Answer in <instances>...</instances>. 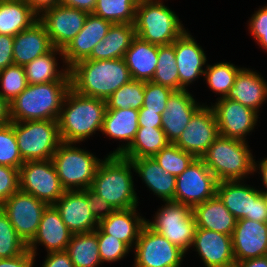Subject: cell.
Instances as JSON below:
<instances>
[{
    "label": "cell",
    "instance_id": "4316f807",
    "mask_svg": "<svg viewBox=\"0 0 267 267\" xmlns=\"http://www.w3.org/2000/svg\"><path fill=\"white\" fill-rule=\"evenodd\" d=\"M138 207L115 210L99 222V228L111 237L124 242L132 251L146 224V218L138 212ZM141 215V216H140Z\"/></svg>",
    "mask_w": 267,
    "mask_h": 267
},
{
    "label": "cell",
    "instance_id": "f546056e",
    "mask_svg": "<svg viewBox=\"0 0 267 267\" xmlns=\"http://www.w3.org/2000/svg\"><path fill=\"white\" fill-rule=\"evenodd\" d=\"M57 58H61V64L63 63L61 68ZM24 69L28 84L71 81L70 69L64 62L63 50L59 48H53L50 52L38 56L26 64Z\"/></svg>",
    "mask_w": 267,
    "mask_h": 267
},
{
    "label": "cell",
    "instance_id": "484cf974",
    "mask_svg": "<svg viewBox=\"0 0 267 267\" xmlns=\"http://www.w3.org/2000/svg\"><path fill=\"white\" fill-rule=\"evenodd\" d=\"M256 71L243 67L225 98L239 102L260 114V108L267 100V81Z\"/></svg>",
    "mask_w": 267,
    "mask_h": 267
},
{
    "label": "cell",
    "instance_id": "94428289",
    "mask_svg": "<svg viewBox=\"0 0 267 267\" xmlns=\"http://www.w3.org/2000/svg\"><path fill=\"white\" fill-rule=\"evenodd\" d=\"M260 194L265 202V206L267 208V189H260Z\"/></svg>",
    "mask_w": 267,
    "mask_h": 267
},
{
    "label": "cell",
    "instance_id": "9a60e30c",
    "mask_svg": "<svg viewBox=\"0 0 267 267\" xmlns=\"http://www.w3.org/2000/svg\"><path fill=\"white\" fill-rule=\"evenodd\" d=\"M219 136L214 110L206 102L193 114L187 128L174 144L195 158H202Z\"/></svg>",
    "mask_w": 267,
    "mask_h": 267
},
{
    "label": "cell",
    "instance_id": "c3c4849f",
    "mask_svg": "<svg viewBox=\"0 0 267 267\" xmlns=\"http://www.w3.org/2000/svg\"><path fill=\"white\" fill-rule=\"evenodd\" d=\"M19 190V169L0 165V207Z\"/></svg>",
    "mask_w": 267,
    "mask_h": 267
},
{
    "label": "cell",
    "instance_id": "d4e9b609",
    "mask_svg": "<svg viewBox=\"0 0 267 267\" xmlns=\"http://www.w3.org/2000/svg\"><path fill=\"white\" fill-rule=\"evenodd\" d=\"M138 114L139 110L132 108L106 110L101 133L114 141L123 142L106 155H122L129 148L139 128Z\"/></svg>",
    "mask_w": 267,
    "mask_h": 267
},
{
    "label": "cell",
    "instance_id": "ab89813d",
    "mask_svg": "<svg viewBox=\"0 0 267 267\" xmlns=\"http://www.w3.org/2000/svg\"><path fill=\"white\" fill-rule=\"evenodd\" d=\"M145 81L131 80L106 99L107 109L140 110L144 101Z\"/></svg>",
    "mask_w": 267,
    "mask_h": 267
},
{
    "label": "cell",
    "instance_id": "83f0119b",
    "mask_svg": "<svg viewBox=\"0 0 267 267\" xmlns=\"http://www.w3.org/2000/svg\"><path fill=\"white\" fill-rule=\"evenodd\" d=\"M53 48L44 25L38 20L31 27L14 36V64L25 66L38 56L50 52Z\"/></svg>",
    "mask_w": 267,
    "mask_h": 267
},
{
    "label": "cell",
    "instance_id": "f1b7e54d",
    "mask_svg": "<svg viewBox=\"0 0 267 267\" xmlns=\"http://www.w3.org/2000/svg\"><path fill=\"white\" fill-rule=\"evenodd\" d=\"M134 166V171L147 190L162 201L174 200L176 189V176L168 174L159 166L153 157L129 159Z\"/></svg>",
    "mask_w": 267,
    "mask_h": 267
},
{
    "label": "cell",
    "instance_id": "3957f363",
    "mask_svg": "<svg viewBox=\"0 0 267 267\" xmlns=\"http://www.w3.org/2000/svg\"><path fill=\"white\" fill-rule=\"evenodd\" d=\"M133 171V172H132ZM134 166L121 155H107L97 167L91 188L115 210L138 207Z\"/></svg>",
    "mask_w": 267,
    "mask_h": 267
},
{
    "label": "cell",
    "instance_id": "7bdbcfd3",
    "mask_svg": "<svg viewBox=\"0 0 267 267\" xmlns=\"http://www.w3.org/2000/svg\"><path fill=\"white\" fill-rule=\"evenodd\" d=\"M28 85L24 66L11 65L0 70V95L9 103Z\"/></svg>",
    "mask_w": 267,
    "mask_h": 267
},
{
    "label": "cell",
    "instance_id": "1f68e13d",
    "mask_svg": "<svg viewBox=\"0 0 267 267\" xmlns=\"http://www.w3.org/2000/svg\"><path fill=\"white\" fill-rule=\"evenodd\" d=\"M124 60L132 80L152 81L158 60V45L136 36L125 52Z\"/></svg>",
    "mask_w": 267,
    "mask_h": 267
},
{
    "label": "cell",
    "instance_id": "d590c367",
    "mask_svg": "<svg viewBox=\"0 0 267 267\" xmlns=\"http://www.w3.org/2000/svg\"><path fill=\"white\" fill-rule=\"evenodd\" d=\"M168 144L162 128L139 127L135 139L121 156L126 159L153 157Z\"/></svg>",
    "mask_w": 267,
    "mask_h": 267
},
{
    "label": "cell",
    "instance_id": "680465c9",
    "mask_svg": "<svg viewBox=\"0 0 267 267\" xmlns=\"http://www.w3.org/2000/svg\"><path fill=\"white\" fill-rule=\"evenodd\" d=\"M254 173L261 175L262 187L261 189H267V157L255 161Z\"/></svg>",
    "mask_w": 267,
    "mask_h": 267
},
{
    "label": "cell",
    "instance_id": "4dcf8cb0",
    "mask_svg": "<svg viewBox=\"0 0 267 267\" xmlns=\"http://www.w3.org/2000/svg\"><path fill=\"white\" fill-rule=\"evenodd\" d=\"M192 210L195 217L196 228L207 229L232 236L237 219L225 207L224 203L217 195L196 205Z\"/></svg>",
    "mask_w": 267,
    "mask_h": 267
},
{
    "label": "cell",
    "instance_id": "5bb4252c",
    "mask_svg": "<svg viewBox=\"0 0 267 267\" xmlns=\"http://www.w3.org/2000/svg\"><path fill=\"white\" fill-rule=\"evenodd\" d=\"M47 206L33 195L18 190L0 208L7 215L17 235L28 244L36 235Z\"/></svg>",
    "mask_w": 267,
    "mask_h": 267
},
{
    "label": "cell",
    "instance_id": "2e32d148",
    "mask_svg": "<svg viewBox=\"0 0 267 267\" xmlns=\"http://www.w3.org/2000/svg\"><path fill=\"white\" fill-rule=\"evenodd\" d=\"M210 103L220 135L248 142L246 137L252 134L260 115L253 109L225 97L216 98L215 103Z\"/></svg>",
    "mask_w": 267,
    "mask_h": 267
},
{
    "label": "cell",
    "instance_id": "d6a6232c",
    "mask_svg": "<svg viewBox=\"0 0 267 267\" xmlns=\"http://www.w3.org/2000/svg\"><path fill=\"white\" fill-rule=\"evenodd\" d=\"M136 37L134 24H112L103 40L97 43L88 60H111L124 58L125 52Z\"/></svg>",
    "mask_w": 267,
    "mask_h": 267
},
{
    "label": "cell",
    "instance_id": "cb8c5ba5",
    "mask_svg": "<svg viewBox=\"0 0 267 267\" xmlns=\"http://www.w3.org/2000/svg\"><path fill=\"white\" fill-rule=\"evenodd\" d=\"M112 24L93 13L88 14L83 28L63 49L67 67L70 69L79 61L87 59L93 47L104 39Z\"/></svg>",
    "mask_w": 267,
    "mask_h": 267
},
{
    "label": "cell",
    "instance_id": "8fae6325",
    "mask_svg": "<svg viewBox=\"0 0 267 267\" xmlns=\"http://www.w3.org/2000/svg\"><path fill=\"white\" fill-rule=\"evenodd\" d=\"M133 250L132 267H181L186 257L184 251L147 224L142 228Z\"/></svg>",
    "mask_w": 267,
    "mask_h": 267
},
{
    "label": "cell",
    "instance_id": "816d5d0a",
    "mask_svg": "<svg viewBox=\"0 0 267 267\" xmlns=\"http://www.w3.org/2000/svg\"><path fill=\"white\" fill-rule=\"evenodd\" d=\"M36 257L27 249L16 257L0 259V267H34Z\"/></svg>",
    "mask_w": 267,
    "mask_h": 267
},
{
    "label": "cell",
    "instance_id": "bcb514c9",
    "mask_svg": "<svg viewBox=\"0 0 267 267\" xmlns=\"http://www.w3.org/2000/svg\"><path fill=\"white\" fill-rule=\"evenodd\" d=\"M174 92L173 89L156 84L152 81L145 82L144 101L139 111H153L162 114L166 109V103Z\"/></svg>",
    "mask_w": 267,
    "mask_h": 267
},
{
    "label": "cell",
    "instance_id": "6f0895ef",
    "mask_svg": "<svg viewBox=\"0 0 267 267\" xmlns=\"http://www.w3.org/2000/svg\"><path fill=\"white\" fill-rule=\"evenodd\" d=\"M11 122L10 103L0 95V126Z\"/></svg>",
    "mask_w": 267,
    "mask_h": 267
},
{
    "label": "cell",
    "instance_id": "f907efd6",
    "mask_svg": "<svg viewBox=\"0 0 267 267\" xmlns=\"http://www.w3.org/2000/svg\"><path fill=\"white\" fill-rule=\"evenodd\" d=\"M13 43L14 36L0 34V70L14 64Z\"/></svg>",
    "mask_w": 267,
    "mask_h": 267
},
{
    "label": "cell",
    "instance_id": "7a4b0ae2",
    "mask_svg": "<svg viewBox=\"0 0 267 267\" xmlns=\"http://www.w3.org/2000/svg\"><path fill=\"white\" fill-rule=\"evenodd\" d=\"M70 78L77 93L103 100L132 80L124 58L79 61L70 68Z\"/></svg>",
    "mask_w": 267,
    "mask_h": 267
},
{
    "label": "cell",
    "instance_id": "30bf717a",
    "mask_svg": "<svg viewBox=\"0 0 267 267\" xmlns=\"http://www.w3.org/2000/svg\"><path fill=\"white\" fill-rule=\"evenodd\" d=\"M244 181H222L217 183L216 195L237 219H249L267 223V208L260 188Z\"/></svg>",
    "mask_w": 267,
    "mask_h": 267
},
{
    "label": "cell",
    "instance_id": "52a82bcc",
    "mask_svg": "<svg viewBox=\"0 0 267 267\" xmlns=\"http://www.w3.org/2000/svg\"><path fill=\"white\" fill-rule=\"evenodd\" d=\"M76 144L61 142L52 157L57 175L66 191L91 187L97 167L103 160Z\"/></svg>",
    "mask_w": 267,
    "mask_h": 267
},
{
    "label": "cell",
    "instance_id": "681fc988",
    "mask_svg": "<svg viewBox=\"0 0 267 267\" xmlns=\"http://www.w3.org/2000/svg\"><path fill=\"white\" fill-rule=\"evenodd\" d=\"M84 191L87 193L88 207L98 222L115 211L113 206L105 198L100 197L91 187L84 189Z\"/></svg>",
    "mask_w": 267,
    "mask_h": 267
},
{
    "label": "cell",
    "instance_id": "f5cc1de1",
    "mask_svg": "<svg viewBox=\"0 0 267 267\" xmlns=\"http://www.w3.org/2000/svg\"><path fill=\"white\" fill-rule=\"evenodd\" d=\"M44 257L45 260L41 267H74L69 254L66 251L50 252Z\"/></svg>",
    "mask_w": 267,
    "mask_h": 267
},
{
    "label": "cell",
    "instance_id": "91938a15",
    "mask_svg": "<svg viewBox=\"0 0 267 267\" xmlns=\"http://www.w3.org/2000/svg\"><path fill=\"white\" fill-rule=\"evenodd\" d=\"M236 267H267V255L240 261Z\"/></svg>",
    "mask_w": 267,
    "mask_h": 267
},
{
    "label": "cell",
    "instance_id": "9c48e42d",
    "mask_svg": "<svg viewBox=\"0 0 267 267\" xmlns=\"http://www.w3.org/2000/svg\"><path fill=\"white\" fill-rule=\"evenodd\" d=\"M163 203L153 215V220L146 219V224L188 254L196 230L193 210L173 200L163 201Z\"/></svg>",
    "mask_w": 267,
    "mask_h": 267
},
{
    "label": "cell",
    "instance_id": "d6986e66",
    "mask_svg": "<svg viewBox=\"0 0 267 267\" xmlns=\"http://www.w3.org/2000/svg\"><path fill=\"white\" fill-rule=\"evenodd\" d=\"M191 248L204 267H236L230 235L196 228Z\"/></svg>",
    "mask_w": 267,
    "mask_h": 267
},
{
    "label": "cell",
    "instance_id": "9f6ffc18",
    "mask_svg": "<svg viewBox=\"0 0 267 267\" xmlns=\"http://www.w3.org/2000/svg\"><path fill=\"white\" fill-rule=\"evenodd\" d=\"M40 15L44 10L59 5V0H25Z\"/></svg>",
    "mask_w": 267,
    "mask_h": 267
},
{
    "label": "cell",
    "instance_id": "ee69618b",
    "mask_svg": "<svg viewBox=\"0 0 267 267\" xmlns=\"http://www.w3.org/2000/svg\"><path fill=\"white\" fill-rule=\"evenodd\" d=\"M23 164L12 122L0 126V165L19 169Z\"/></svg>",
    "mask_w": 267,
    "mask_h": 267
},
{
    "label": "cell",
    "instance_id": "4fadbf2b",
    "mask_svg": "<svg viewBox=\"0 0 267 267\" xmlns=\"http://www.w3.org/2000/svg\"><path fill=\"white\" fill-rule=\"evenodd\" d=\"M218 181L202 158H195L188 168L176 177L174 200L192 209L216 195Z\"/></svg>",
    "mask_w": 267,
    "mask_h": 267
},
{
    "label": "cell",
    "instance_id": "f6af8a7d",
    "mask_svg": "<svg viewBox=\"0 0 267 267\" xmlns=\"http://www.w3.org/2000/svg\"><path fill=\"white\" fill-rule=\"evenodd\" d=\"M97 236L99 255L103 264L121 261L132 252L124 242L105 234L99 227H97Z\"/></svg>",
    "mask_w": 267,
    "mask_h": 267
},
{
    "label": "cell",
    "instance_id": "5b68a950",
    "mask_svg": "<svg viewBox=\"0 0 267 267\" xmlns=\"http://www.w3.org/2000/svg\"><path fill=\"white\" fill-rule=\"evenodd\" d=\"M248 142L217 137L202 157L218 182L244 181L254 175L255 156Z\"/></svg>",
    "mask_w": 267,
    "mask_h": 267
},
{
    "label": "cell",
    "instance_id": "6da1fadb",
    "mask_svg": "<svg viewBox=\"0 0 267 267\" xmlns=\"http://www.w3.org/2000/svg\"><path fill=\"white\" fill-rule=\"evenodd\" d=\"M106 110V100L84 96L70 88L57 120L61 141L82 144L101 132Z\"/></svg>",
    "mask_w": 267,
    "mask_h": 267
},
{
    "label": "cell",
    "instance_id": "ba28073f",
    "mask_svg": "<svg viewBox=\"0 0 267 267\" xmlns=\"http://www.w3.org/2000/svg\"><path fill=\"white\" fill-rule=\"evenodd\" d=\"M12 126L24 162L52 159L62 142L55 120L12 122Z\"/></svg>",
    "mask_w": 267,
    "mask_h": 267
},
{
    "label": "cell",
    "instance_id": "db71d44e",
    "mask_svg": "<svg viewBox=\"0 0 267 267\" xmlns=\"http://www.w3.org/2000/svg\"><path fill=\"white\" fill-rule=\"evenodd\" d=\"M162 114H157L153 111H139L138 114V126L139 127H151L161 128Z\"/></svg>",
    "mask_w": 267,
    "mask_h": 267
},
{
    "label": "cell",
    "instance_id": "603a6c76",
    "mask_svg": "<svg viewBox=\"0 0 267 267\" xmlns=\"http://www.w3.org/2000/svg\"><path fill=\"white\" fill-rule=\"evenodd\" d=\"M53 206L73 234L92 232L99 226L84 190L65 191Z\"/></svg>",
    "mask_w": 267,
    "mask_h": 267
},
{
    "label": "cell",
    "instance_id": "60d3db41",
    "mask_svg": "<svg viewBox=\"0 0 267 267\" xmlns=\"http://www.w3.org/2000/svg\"><path fill=\"white\" fill-rule=\"evenodd\" d=\"M153 158L166 173L176 177L182 174L195 159L192 154L185 152L173 143H169Z\"/></svg>",
    "mask_w": 267,
    "mask_h": 267
},
{
    "label": "cell",
    "instance_id": "ac0fdd59",
    "mask_svg": "<svg viewBox=\"0 0 267 267\" xmlns=\"http://www.w3.org/2000/svg\"><path fill=\"white\" fill-rule=\"evenodd\" d=\"M194 38L187 30L173 42L179 75V91L190 89L188 88L190 84H194L193 82L200 76L204 77L208 62L206 52Z\"/></svg>",
    "mask_w": 267,
    "mask_h": 267
},
{
    "label": "cell",
    "instance_id": "7c38bea8",
    "mask_svg": "<svg viewBox=\"0 0 267 267\" xmlns=\"http://www.w3.org/2000/svg\"><path fill=\"white\" fill-rule=\"evenodd\" d=\"M19 190L33 195L47 205H54L66 191L52 159L24 162L19 168Z\"/></svg>",
    "mask_w": 267,
    "mask_h": 267
},
{
    "label": "cell",
    "instance_id": "e575fe53",
    "mask_svg": "<svg viewBox=\"0 0 267 267\" xmlns=\"http://www.w3.org/2000/svg\"><path fill=\"white\" fill-rule=\"evenodd\" d=\"M66 252L74 267L102 266L98 250L97 228L88 233L72 234Z\"/></svg>",
    "mask_w": 267,
    "mask_h": 267
},
{
    "label": "cell",
    "instance_id": "e0dca14e",
    "mask_svg": "<svg viewBox=\"0 0 267 267\" xmlns=\"http://www.w3.org/2000/svg\"><path fill=\"white\" fill-rule=\"evenodd\" d=\"M88 14L59 4L44 10L38 20L44 25L53 47L63 50L83 28Z\"/></svg>",
    "mask_w": 267,
    "mask_h": 267
},
{
    "label": "cell",
    "instance_id": "44dd1931",
    "mask_svg": "<svg viewBox=\"0 0 267 267\" xmlns=\"http://www.w3.org/2000/svg\"><path fill=\"white\" fill-rule=\"evenodd\" d=\"M197 101L189 89L174 91L171 94L162 113L161 125L169 143L174 144L178 140L187 128L190 118L204 105L203 102Z\"/></svg>",
    "mask_w": 267,
    "mask_h": 267
},
{
    "label": "cell",
    "instance_id": "b9f144b4",
    "mask_svg": "<svg viewBox=\"0 0 267 267\" xmlns=\"http://www.w3.org/2000/svg\"><path fill=\"white\" fill-rule=\"evenodd\" d=\"M27 250V244L16 233L0 208V259L16 257Z\"/></svg>",
    "mask_w": 267,
    "mask_h": 267
},
{
    "label": "cell",
    "instance_id": "f35d334b",
    "mask_svg": "<svg viewBox=\"0 0 267 267\" xmlns=\"http://www.w3.org/2000/svg\"><path fill=\"white\" fill-rule=\"evenodd\" d=\"M152 82L179 91V75L174 43L158 45V60Z\"/></svg>",
    "mask_w": 267,
    "mask_h": 267
},
{
    "label": "cell",
    "instance_id": "11a10c76",
    "mask_svg": "<svg viewBox=\"0 0 267 267\" xmlns=\"http://www.w3.org/2000/svg\"><path fill=\"white\" fill-rule=\"evenodd\" d=\"M59 4L76 8L87 13H93L96 0H59Z\"/></svg>",
    "mask_w": 267,
    "mask_h": 267
},
{
    "label": "cell",
    "instance_id": "ffe728a7",
    "mask_svg": "<svg viewBox=\"0 0 267 267\" xmlns=\"http://www.w3.org/2000/svg\"><path fill=\"white\" fill-rule=\"evenodd\" d=\"M72 234L56 208L48 205L43 211L36 235L27 244V249L35 257H37L39 245L43 246L47 253L66 251Z\"/></svg>",
    "mask_w": 267,
    "mask_h": 267
},
{
    "label": "cell",
    "instance_id": "277c9868",
    "mask_svg": "<svg viewBox=\"0 0 267 267\" xmlns=\"http://www.w3.org/2000/svg\"><path fill=\"white\" fill-rule=\"evenodd\" d=\"M71 81H55L44 84H28L10 102L12 122L55 120L60 115Z\"/></svg>",
    "mask_w": 267,
    "mask_h": 267
},
{
    "label": "cell",
    "instance_id": "74e56055",
    "mask_svg": "<svg viewBox=\"0 0 267 267\" xmlns=\"http://www.w3.org/2000/svg\"><path fill=\"white\" fill-rule=\"evenodd\" d=\"M138 0H96L93 14L111 23H135Z\"/></svg>",
    "mask_w": 267,
    "mask_h": 267
},
{
    "label": "cell",
    "instance_id": "7402d4cb",
    "mask_svg": "<svg viewBox=\"0 0 267 267\" xmlns=\"http://www.w3.org/2000/svg\"><path fill=\"white\" fill-rule=\"evenodd\" d=\"M231 237L236 264L267 255V223L245 218L237 220Z\"/></svg>",
    "mask_w": 267,
    "mask_h": 267
},
{
    "label": "cell",
    "instance_id": "7dc6e473",
    "mask_svg": "<svg viewBox=\"0 0 267 267\" xmlns=\"http://www.w3.org/2000/svg\"><path fill=\"white\" fill-rule=\"evenodd\" d=\"M248 31L256 44L267 53V4L259 6L248 20Z\"/></svg>",
    "mask_w": 267,
    "mask_h": 267
},
{
    "label": "cell",
    "instance_id": "8992f818",
    "mask_svg": "<svg viewBox=\"0 0 267 267\" xmlns=\"http://www.w3.org/2000/svg\"><path fill=\"white\" fill-rule=\"evenodd\" d=\"M134 26L136 36L155 45L171 44L188 30L163 0H138Z\"/></svg>",
    "mask_w": 267,
    "mask_h": 267
},
{
    "label": "cell",
    "instance_id": "8d00e7d4",
    "mask_svg": "<svg viewBox=\"0 0 267 267\" xmlns=\"http://www.w3.org/2000/svg\"><path fill=\"white\" fill-rule=\"evenodd\" d=\"M242 68L231 62H217L213 65L207 63L203 79L213 93L220 95L218 98H224Z\"/></svg>",
    "mask_w": 267,
    "mask_h": 267
},
{
    "label": "cell",
    "instance_id": "836d02e7",
    "mask_svg": "<svg viewBox=\"0 0 267 267\" xmlns=\"http://www.w3.org/2000/svg\"><path fill=\"white\" fill-rule=\"evenodd\" d=\"M38 19L39 15L25 0H0V34L15 36Z\"/></svg>",
    "mask_w": 267,
    "mask_h": 267
}]
</instances>
